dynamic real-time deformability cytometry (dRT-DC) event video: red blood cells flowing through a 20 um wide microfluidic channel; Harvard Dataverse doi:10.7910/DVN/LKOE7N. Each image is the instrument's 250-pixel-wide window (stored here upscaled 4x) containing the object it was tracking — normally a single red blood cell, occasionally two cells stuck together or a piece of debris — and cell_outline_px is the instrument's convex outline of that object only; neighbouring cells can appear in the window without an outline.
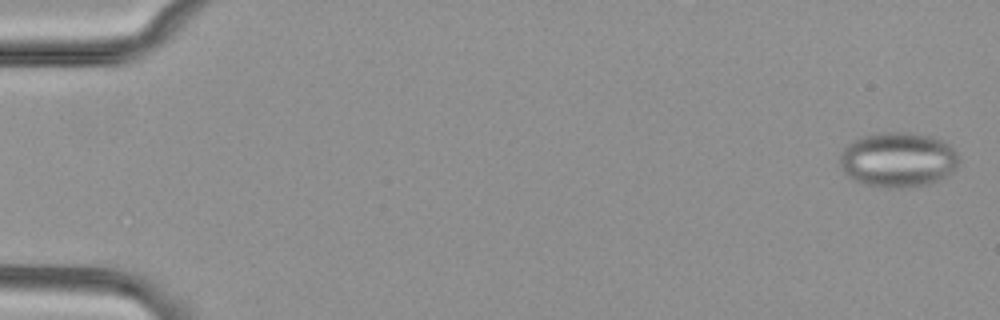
{"species": "common noctule bat (a hibernating species)", "species_latin": "Nyctalus noctula", "temperature_condition": "cold", "stored_images_in_passage": 54, "camera_frame_rate_fps": 3000, "um_per_image_px": 0.085, "animal": {"sex": "female", "body_mass_g": 29.2, "forearm_length_mm": 56.3}, "frame": {"image": 1, "passage_image": 1, "time_ms": 0.0, "image_size_px": [1000, 320], "cell_outline_px": [[960, 160], [952, 172], [940, 180], [928, 184], [900, 188], [888, 188], [864, 184], [848, 176], [844, 172], [840, 164], [840, 156], [844, 148], [852, 140], [876, 132], [900, 132], [928, 136], [940, 140], [948, 144], [960, 156]], "centroid_in_image_um": [76.33, 13.58], "position_along_channel_um": 8.7, "area_um2": 38.03}}
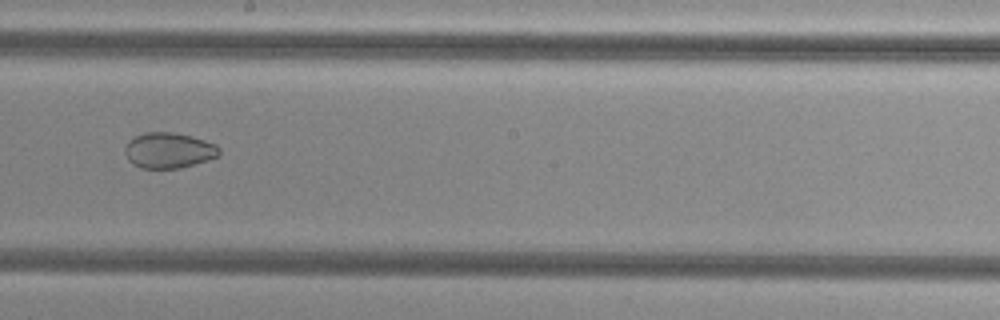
{"frame": {"image": 2, "passage_image": 31, "time_ms": 10.0, "image_size_px": [1000, 320], "cell_outline_px": [[220, 152], [216, 156], [180, 168], [140, 168], [132, 164], [128, 160], [124, 152], [124, 148], [128, 140], [144, 132], [172, 132], [204, 140], [216, 144], [220, 148]], "centroid_in_image_um": [14.27, 12.78], "position_along_channel_um": 233.9, "area_um2": 19.36}}
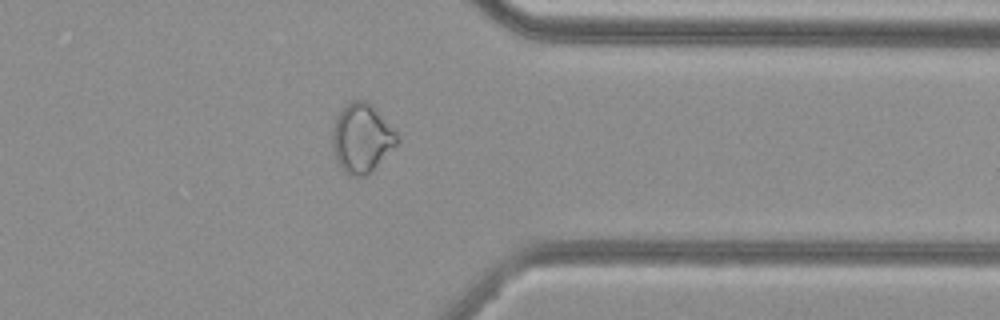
{"frame": {"image": 3, "passage_image": 43, "time_ms": 14.0, "image_size_px": [1000, 320], "cell_outline_px": [[400, 140], [372, 172], [364, 176], [352, 176], [344, 172], [340, 168], [332, 152], [332, 128], [336, 116], [344, 104], [352, 100], [364, 100], [372, 104], [396, 128], [400, 136]], "centroid_in_image_um": [30.76, 11.72], "position_along_channel_um": 380.6, "area_um2": 26.82}, "authors_computed_cell_mechanics": {"area_um2": 27.7151, "velocity_mm_per_s": 3.818, "shape_relaxation_time_tau1_ms": null, "shape_relaxation_time_tau2_ms": 3.5324, "deformation_change_tau1": null, "deformation_change_tau2": 0.0633}}